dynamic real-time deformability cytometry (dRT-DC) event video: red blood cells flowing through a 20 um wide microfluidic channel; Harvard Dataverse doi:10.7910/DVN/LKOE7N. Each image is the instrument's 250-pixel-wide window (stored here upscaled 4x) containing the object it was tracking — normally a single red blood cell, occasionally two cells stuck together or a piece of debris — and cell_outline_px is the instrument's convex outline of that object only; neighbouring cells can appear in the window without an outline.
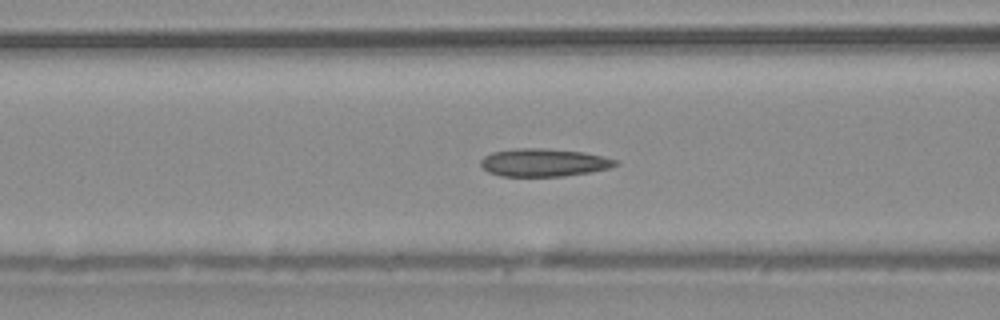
{"species": "common noctule bat (a hibernating species)", "species_latin": "Nyctalus noctula", "temperature_condition": "warm", "stored_images_in_passage": 42, "camera_frame_rate_fps": 3000, "um_per_image_px": 0.085, "animal": {"sex": "male", "body_mass_g": 20.4}, "frame": {"image": 1, "passage_image": 17, "time_ms": 5.333, "image_size_px": [1000, 320], "cell_outline_px": [[620, 164], [608, 168], [588, 172], [564, 176], [500, 176], [488, 172], [480, 164], [480, 160], [484, 156], [492, 152], [516, 148], [544, 148], [584, 152], [604, 156], [616, 160]], "centroid_in_image_um": [46.21, 13.81], "position_along_channel_um": 120.4, "area_um2": 21.91}}
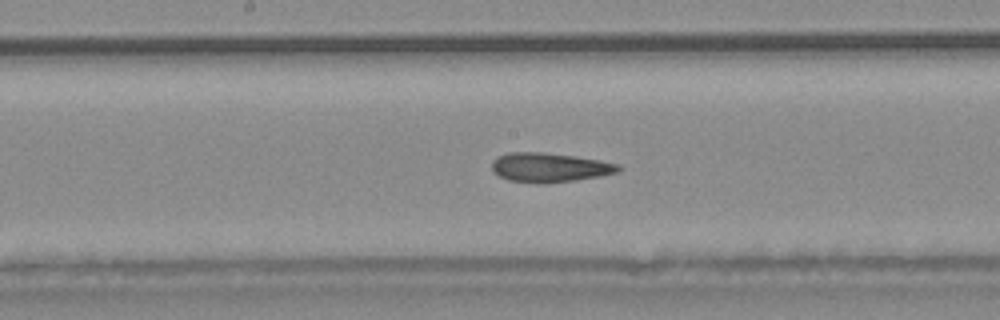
{"frame": {"image": 2, "passage_image": 23, "time_ms": 7.333, "image_size_px": [1000, 320], "cell_outline_px": [[624, 168], [616, 172], [600, 176], [576, 180], [544, 184], [536, 184], [508, 180], [492, 172], [492, 160], [496, 156], [508, 152], [544, 152], [576, 156], [600, 160], [620, 164]], "centroid_in_image_um": [46.7, 14.23], "position_along_channel_um": 201.5, "area_um2": 22.02}}
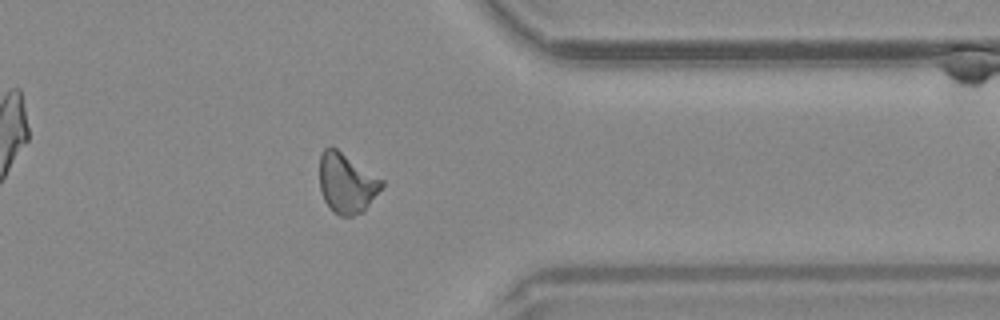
{"frame": {"image": 3, "passage_image": 37, "time_ms": 12.0, "image_size_px": [1000, 320], "cell_outline_px": [[384, 184], [368, 204], [360, 212], [352, 216], [340, 216], [332, 212], [324, 200], [320, 192], [320, 156], [324, 148], [336, 148], [384, 180]], "centroid_in_image_um": [29.43, 15.57], "position_along_channel_um": 382.0, "area_um2": 21.39}}